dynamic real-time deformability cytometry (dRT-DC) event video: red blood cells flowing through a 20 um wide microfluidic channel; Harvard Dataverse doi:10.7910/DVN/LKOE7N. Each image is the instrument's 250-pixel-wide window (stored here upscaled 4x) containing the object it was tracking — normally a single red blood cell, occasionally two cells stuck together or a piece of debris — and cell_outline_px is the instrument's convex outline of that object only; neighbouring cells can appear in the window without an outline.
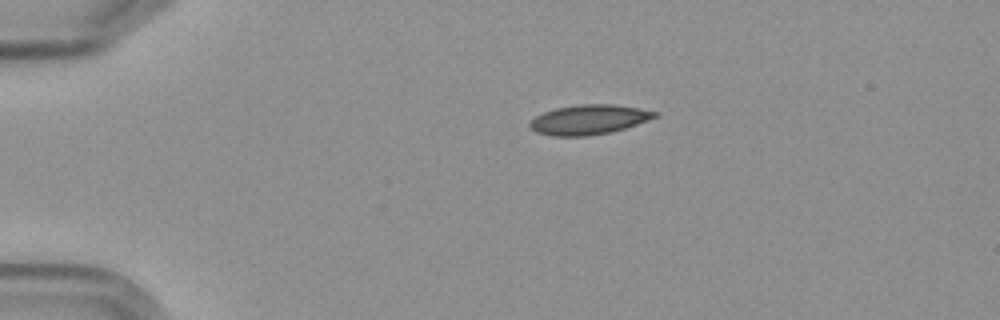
{"species": "Egyptian fruit bat (a non-hibernating species)", "species_latin": "Rousettus aegyptiacus", "temperature_condition": "cold", "stored_images_in_passage": 3, "camera_frame_rate_fps": 3000, "um_per_image_px": 0.085, "frame": {"image": 1, "passage_image": 1, "time_ms": 0.0, "image_size_px": [1000, 320], "cell_outline_px": [[660, 116], [624, 128], [608, 132], [588, 136], [552, 136], [536, 132], [528, 124], [536, 116], [544, 112], [556, 108], [580, 104], [612, 104], [660, 112]], "centroid_in_image_um": [50.06, 10.16], "position_along_channel_um": 34.9, "area_um2": 21.44}}
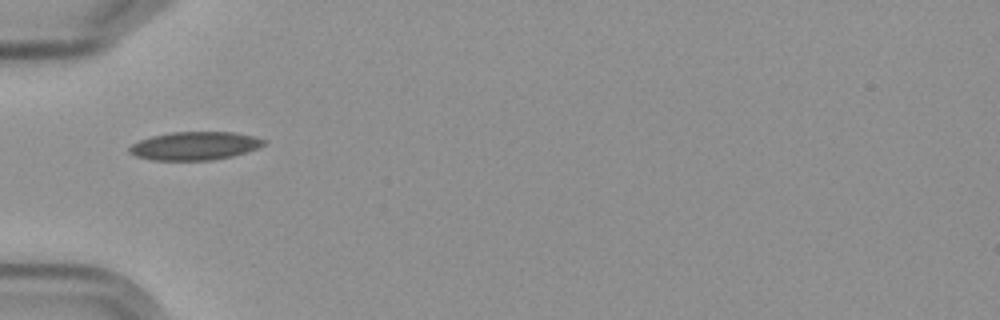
{"frame": {"image": 2, "passage_image": 3, "time_ms": 2.333, "image_size_px": [1000, 320], "cell_outline_px": [[268, 140], [264, 144], [256, 148], [232, 156], [212, 160], [152, 160], [136, 156], [128, 152], [128, 148], [132, 144], [140, 140], [152, 136], [172, 132], [236, 132], [256, 136]], "centroid_in_image_um": [16.56, 12.39], "position_along_channel_um": 68.4, "area_um2": 22.14}}